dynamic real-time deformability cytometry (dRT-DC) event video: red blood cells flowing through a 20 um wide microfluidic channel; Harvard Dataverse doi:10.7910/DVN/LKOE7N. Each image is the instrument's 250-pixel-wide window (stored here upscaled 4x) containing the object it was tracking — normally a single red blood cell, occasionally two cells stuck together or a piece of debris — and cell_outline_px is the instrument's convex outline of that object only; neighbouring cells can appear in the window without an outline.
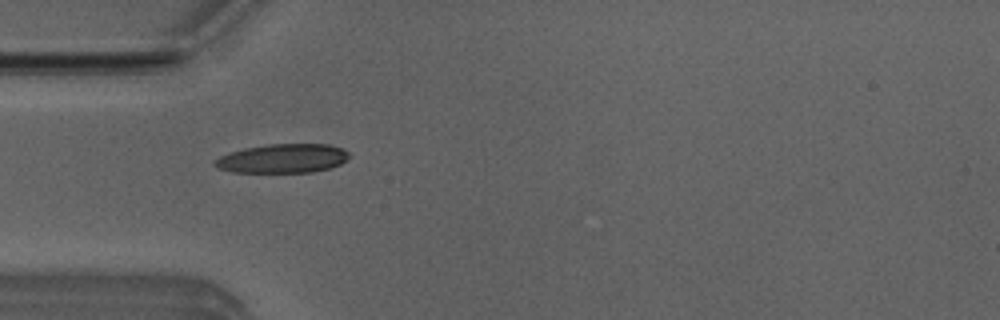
{"species": "Egyptian fruit bat (a non-hibernating species)", "species_latin": "Rousettus aegyptiacus", "temperature_condition": "room temperature", "stored_images_in_passage": 2, "camera_frame_rate_fps": 3000, "um_per_image_px": 0.085, "animal": {"sex": "male"}, "frame": {"image": 1, "passage_image": 2, "time_ms": 0.333, "image_size_px": [1000, 320], "cell_outline_px": [[348, 156], [340, 164], [328, 168], [312, 172], [232, 172], [216, 168], [212, 164], [220, 156], [244, 148], [268, 144], [328, 144], [340, 148], [348, 152]], "centroid_in_image_um": [23.98, 13.47], "position_along_channel_um": 61.0, "area_um2": 22.48}}